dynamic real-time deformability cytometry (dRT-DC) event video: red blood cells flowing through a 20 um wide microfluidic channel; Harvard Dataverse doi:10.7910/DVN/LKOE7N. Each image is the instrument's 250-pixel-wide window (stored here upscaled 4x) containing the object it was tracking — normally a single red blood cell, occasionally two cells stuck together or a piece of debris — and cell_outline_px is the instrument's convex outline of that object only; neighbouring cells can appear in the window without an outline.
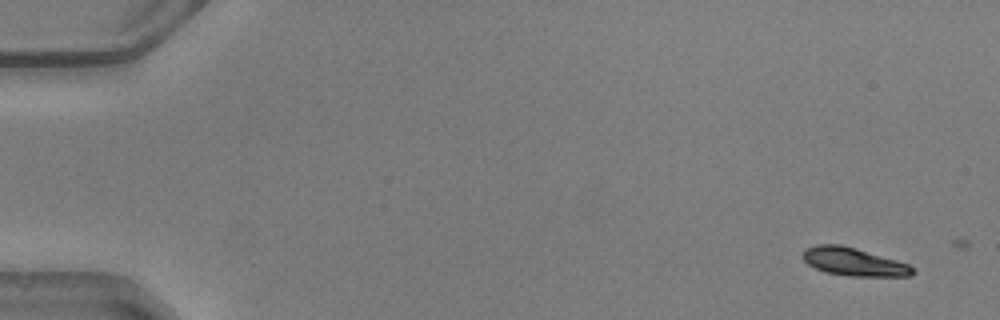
{"species": "common noctule bat (a hibernating species)", "species_latin": "Nyctalus noctula", "temperature_condition": "warm", "stored_images_in_passage": 5, "camera_frame_rate_fps": 3000, "um_per_image_px": 0.085, "animal": {"sex": "male", "body_mass_g": 20.5, "forearm_length_mm": 52.5}, "frame": {"image": 1, "passage_image": 1, "time_ms": 0.0, "image_size_px": [1000, 320], "cell_outline_px": [[916, 272], [912, 276], [848, 276], [828, 272], [816, 268], [808, 264], [800, 256], [804, 248], [816, 244], [840, 244], [856, 248], [896, 260], [908, 264], [916, 268]], "centroid_in_image_um": [72.56, 22.24], "position_along_channel_um": 12.4, "area_um2": 18.09}}